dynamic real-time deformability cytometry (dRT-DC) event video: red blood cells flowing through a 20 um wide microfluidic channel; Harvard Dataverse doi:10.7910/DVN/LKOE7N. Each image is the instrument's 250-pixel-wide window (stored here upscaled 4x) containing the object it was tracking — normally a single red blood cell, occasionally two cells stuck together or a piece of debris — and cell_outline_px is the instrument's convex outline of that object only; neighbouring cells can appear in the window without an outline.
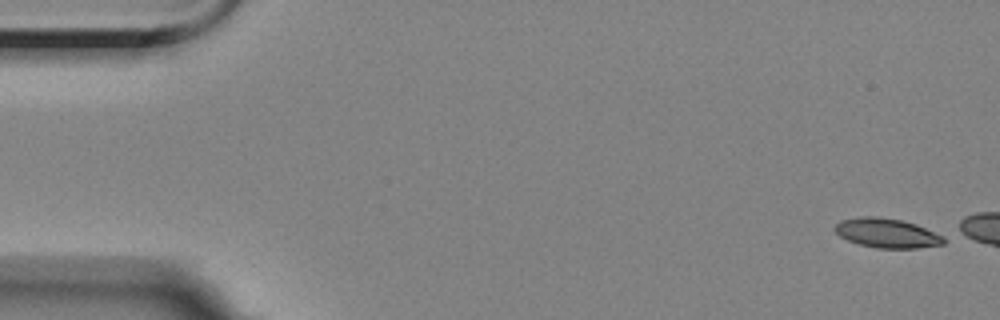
{"species": "Egyptian fruit bat (a non-hibernating species)", "species_latin": "Rousettus aegyptiacus", "temperature_condition": "room temperature", "stored_images_in_passage": 3, "camera_frame_rate_fps": 3000, "um_per_image_px": 0.085, "animal": {"sex": "female"}, "frame": {"image": 1, "passage_image": 1, "time_ms": 0.0, "image_size_px": [1000, 320], "cell_outline_px": [[944, 244], [916, 248], [876, 248], [860, 244], [848, 240], [840, 236], [832, 228], [840, 220], [860, 216], [876, 216], [900, 220], [916, 224], [944, 236]], "centroid_in_image_um": [75.36, 19.8], "position_along_channel_um": 9.6, "area_um2": 18.61}}